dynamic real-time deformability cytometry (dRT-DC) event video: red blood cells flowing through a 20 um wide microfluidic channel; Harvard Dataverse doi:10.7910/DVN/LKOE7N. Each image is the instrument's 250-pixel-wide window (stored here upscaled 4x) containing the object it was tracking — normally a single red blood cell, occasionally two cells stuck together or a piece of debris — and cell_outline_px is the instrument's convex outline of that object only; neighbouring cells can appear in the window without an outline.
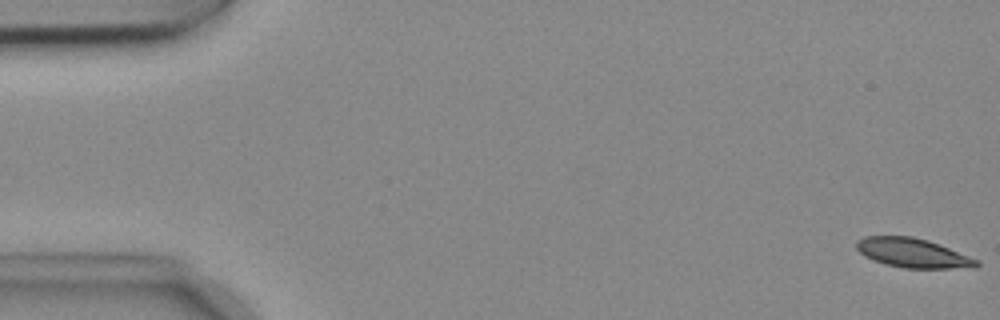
{"species": "common noctule bat (a hibernating species)", "species_latin": "Nyctalus noctula", "temperature_condition": "cold", "stored_images_in_passage": 55, "segment_of_instrument_passage": [1, 2], "camera_frame_rate_fps": 3000, "um_per_image_px": 0.085, "animal": {"sex": "female", "body_mass_g": 18.4}, "frame": {"image": 1, "passage_image": 1, "time_ms": 0.0, "image_size_px": [1000, 320], "cell_outline_px": [[980, 264], [976, 268], [904, 268], [884, 264], [872, 260], [864, 256], [856, 248], [856, 244], [864, 236], [912, 236], [928, 240], [980, 260]], "centroid_in_image_um": [77.61, 21.51], "position_along_channel_um": 7.4, "area_um2": 20.58}}
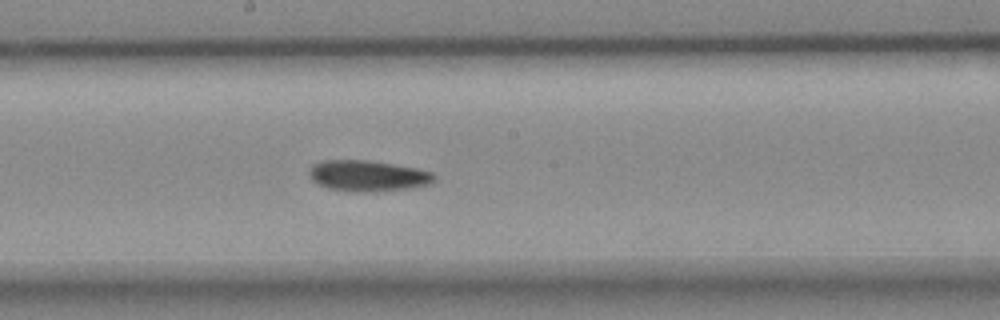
{"frame": {"image": 2, "passage_image": 29, "time_ms": 9.333, "image_size_px": [1000, 320], "cell_outline_px": [[436, 180], [432, 184], [412, 188], [372, 192], [348, 192], [328, 188], [316, 184], [308, 176], [308, 172], [312, 164], [324, 160], [368, 160], [416, 168], [432, 172], [436, 176]], "centroid_in_image_um": [31.25, 14.96], "position_along_channel_um": 216.9, "area_um2": 23.0}}
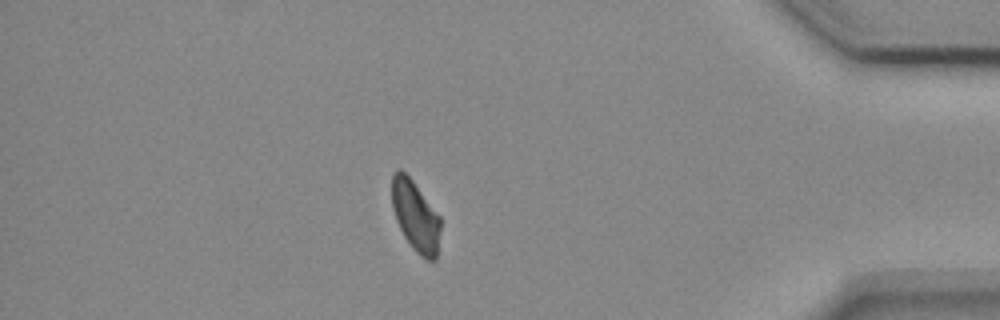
{"frame": {"image": 3, "passage_image": 47, "time_ms": 15.333, "image_size_px": [1000, 320], "cell_outline_px": [[440, 228], [436, 260], [428, 260], [420, 256], [416, 252], [404, 236], [396, 220], [392, 208], [392, 176], [396, 168], [400, 168], [412, 180], [440, 216]], "centroid_in_image_um": [35.3, 18.35], "position_along_channel_um": 399.9, "area_um2": 19.88}}